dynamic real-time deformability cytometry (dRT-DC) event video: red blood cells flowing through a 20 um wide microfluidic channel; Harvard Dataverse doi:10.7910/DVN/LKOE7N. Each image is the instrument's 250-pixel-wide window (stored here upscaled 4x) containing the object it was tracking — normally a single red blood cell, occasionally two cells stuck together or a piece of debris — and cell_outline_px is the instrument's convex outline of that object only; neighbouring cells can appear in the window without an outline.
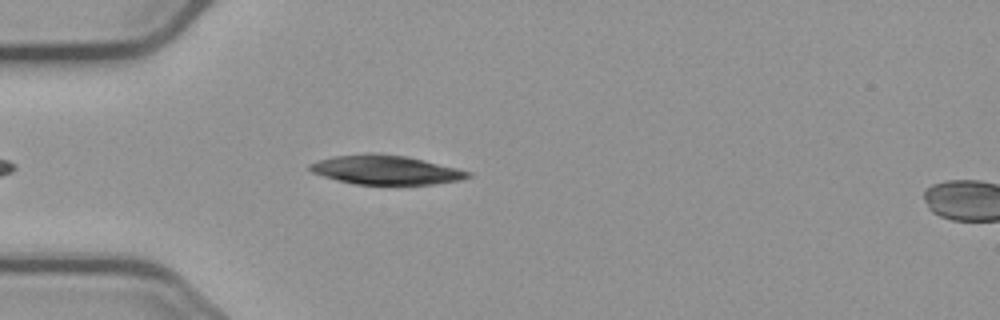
{"species": "common noctule bat (a hibernating species)", "species_latin": "Nyctalus noctula", "temperature_condition": "cold", "stored_images_in_passage": 21, "camera_frame_rate_fps": 3000, "um_per_image_px": 0.085, "animal": {"sex": "male", "body_mass_g": 23.1, "forearm_length_mm": 52.7}, "frame": {"image": 1, "passage_image": 7, "time_ms": 2.0, "image_size_px": [1000, 320], "cell_outline_px": [[472, 176], [460, 180], [432, 184], [356, 184], [336, 180], [312, 172], [308, 168], [308, 164], [332, 156], [368, 152], [404, 156], [424, 160], [472, 172]], "centroid_in_image_um": [32.76, 14.43], "position_along_channel_um": 52.2, "area_um2": 26.76}}
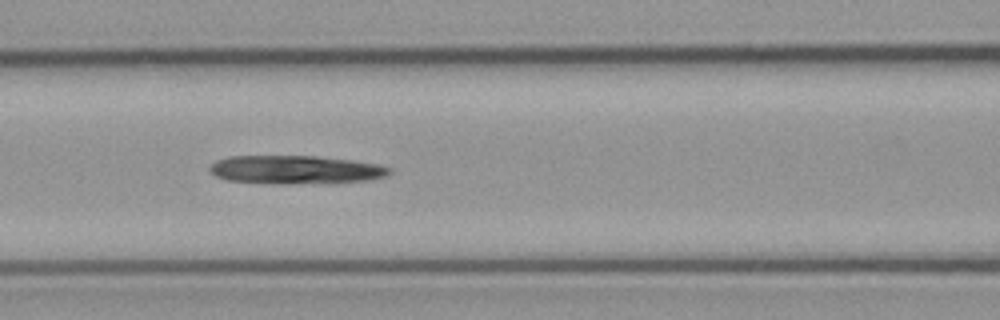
{"frame": {"image": 2, "passage_image": 15, "time_ms": 4.667, "image_size_px": [1000, 320], "cell_outline_px": [[392, 172], [388, 176], [368, 180], [228, 180], [216, 176], [208, 168], [216, 160], [228, 156], [316, 156], [352, 160], [380, 164], [392, 168]], "centroid_in_image_um": [25.17, 14.33], "position_along_channel_um": 141.4, "area_um2": 27.57}}
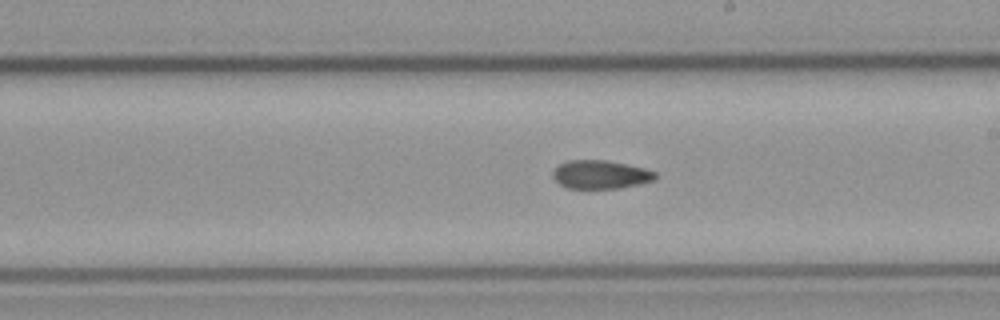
{"frame": {"image": 3, "passage_image": 19, "time_ms": 6.0, "image_size_px": [1000, 320], "cell_outline_px": [[656, 176], [652, 180], [640, 184], [620, 188], [564, 188], [552, 176], [552, 172], [560, 164], [568, 160], [604, 160], [644, 168], [656, 172]], "centroid_in_image_um": [51.02, 14.84], "position_along_channel_um": 238.0, "area_um2": 16.82}}